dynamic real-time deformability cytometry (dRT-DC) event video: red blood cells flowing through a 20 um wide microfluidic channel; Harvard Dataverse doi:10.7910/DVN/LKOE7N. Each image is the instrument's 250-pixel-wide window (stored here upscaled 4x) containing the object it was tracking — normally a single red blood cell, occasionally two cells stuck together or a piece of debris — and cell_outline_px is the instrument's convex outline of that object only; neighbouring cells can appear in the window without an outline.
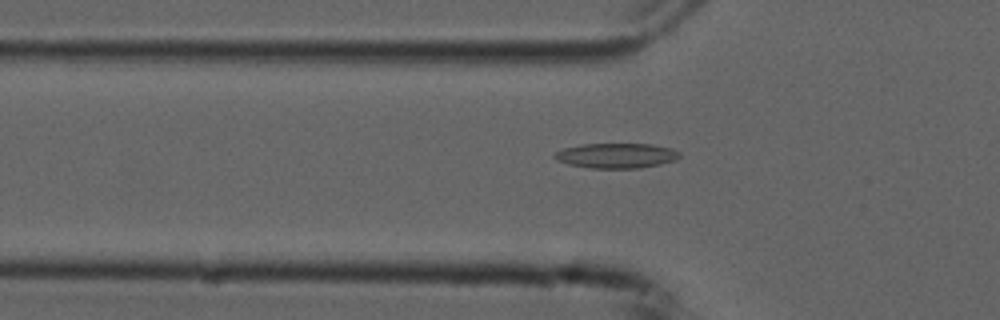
{"species": "common noctule bat (a hibernating species)", "species_latin": "Nyctalus noctula", "temperature_condition": "cold", "stored_images_in_passage": 38, "camera_frame_rate_fps": 3000, "um_per_image_px": 0.085, "animal": {"sex": "male", "forearm_length_mm": 52.5}, "frame": {"image": 1, "passage_image": 2, "time_ms": 0.333, "image_size_px": [1000, 320], "cell_outline_px": [[680, 156], [676, 160], [660, 164], [640, 168], [592, 168], [568, 164], [556, 160], [552, 156], [556, 152], [564, 148], [580, 144], [652, 144], [672, 148], [680, 152]], "centroid_in_image_um": [52.4, 13.22], "position_along_channel_um": 73.4, "area_um2": 18.26}}
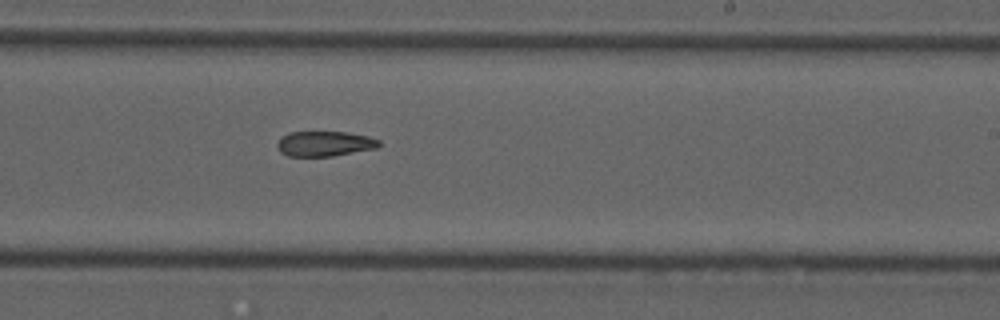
{"frame": {"image": 2, "passage_image": 17, "time_ms": 5.333, "image_size_px": [1000, 320], "cell_outline_px": [[380, 144], [376, 148], [332, 156], [288, 156], [280, 152], [276, 144], [288, 132], [344, 132], [368, 136], [380, 140]], "centroid_in_image_um": [27.59, 12.21], "position_along_channel_um": 261.4, "area_um2": 14.74}}
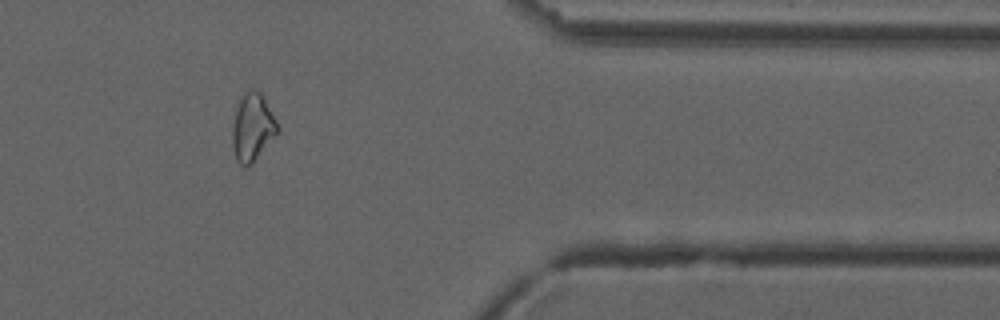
{"frame": {"image": 3, "passage_image": 29, "time_ms": 9.333, "image_size_px": [1000, 320], "cell_outline_px": [[280, 132], [252, 164], [248, 168], [240, 164], [236, 160], [232, 144], [232, 128], [236, 112], [240, 100], [244, 92], [252, 88], [260, 92], [276, 120], [280, 128]], "centroid_in_image_um": [21.48, 10.87], "position_along_channel_um": 389.9, "area_um2": 17.86}}